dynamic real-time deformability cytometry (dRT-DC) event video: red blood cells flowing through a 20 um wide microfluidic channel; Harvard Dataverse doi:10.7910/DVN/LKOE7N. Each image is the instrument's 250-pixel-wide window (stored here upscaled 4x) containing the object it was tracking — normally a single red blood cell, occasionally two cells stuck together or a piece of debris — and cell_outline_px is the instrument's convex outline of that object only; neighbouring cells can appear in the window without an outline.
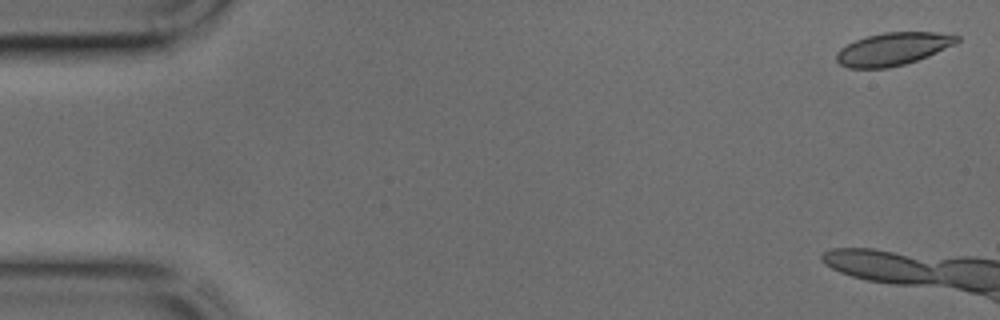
{"species": "common noctule bat (a hibernating species)", "species_latin": "Nyctalus noctula", "temperature_condition": "cold", "stored_images_in_passage": 6, "camera_frame_rate_fps": 3000, "um_per_image_px": 0.085, "animal": {"sex": "male", "body_mass_g": 17.9, "forearm_length_mm": 54.2}, "frame": {"image": 1, "passage_image": 1, "time_ms": 0.0, "image_size_px": [1000, 320], "cell_outline_px": [[960, 40], [956, 44], [928, 56], [904, 64], [888, 68], [848, 68], [840, 64], [836, 60], [836, 52], [840, 48], [856, 40], [868, 36], [884, 32], [936, 32], [960, 36]], "centroid_in_image_um": [75.91, 4.16], "position_along_channel_um": 9.1, "area_um2": 22.95}}